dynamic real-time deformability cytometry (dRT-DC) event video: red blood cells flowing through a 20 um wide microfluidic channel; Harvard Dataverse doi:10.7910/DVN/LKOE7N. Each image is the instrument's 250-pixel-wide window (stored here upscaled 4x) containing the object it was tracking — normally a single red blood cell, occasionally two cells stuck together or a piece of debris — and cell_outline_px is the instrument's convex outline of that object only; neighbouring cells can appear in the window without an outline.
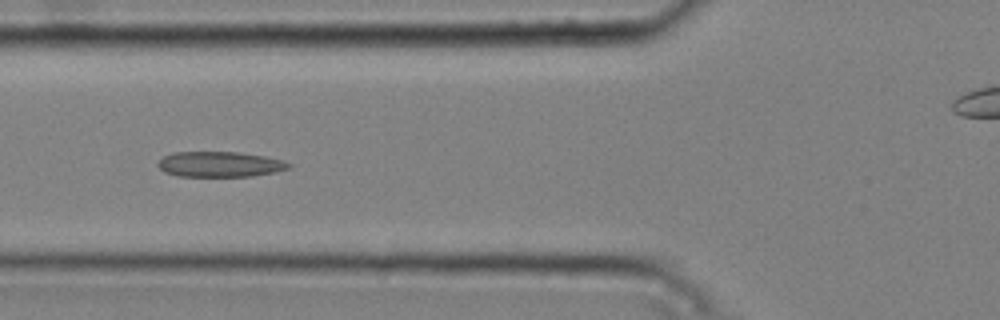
{"species": "common noctule bat (a hibernating species)", "species_latin": "Nyctalus noctula", "temperature_condition": "cold", "stored_images_in_passage": 7, "segment_of_instrument_passage": [1, 2], "camera_frame_rate_fps": 3000, "um_per_image_px": 0.085, "animal": {"sex": "male", "body_mass_g": 20.4}, "frame": {"image": 1, "passage_image": 5, "time_ms": 1.333, "image_size_px": [1000, 320], "cell_outline_px": [[292, 168], [276, 172], [252, 176], [176, 176], [164, 172], [156, 164], [164, 156], [172, 152], [240, 152], [264, 156], [284, 160], [292, 164]], "centroid_in_image_um": [18.72, 13.96], "position_along_channel_um": 107.1, "area_um2": 19.54}}
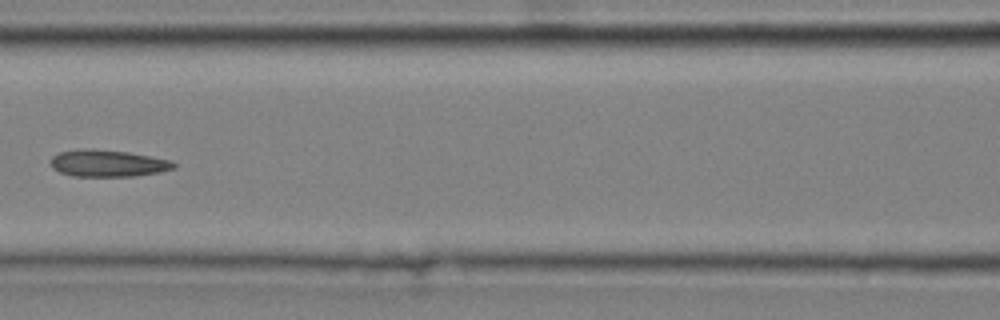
{"frame": {"image": 2, "passage_image": 6, "time_ms": 1.667, "image_size_px": [1000, 320], "cell_outline_px": [[176, 168], [160, 172], [136, 176], [72, 176], [60, 172], [52, 168], [52, 156], [60, 152], [84, 148], [92, 148], [128, 152], [172, 160], [176, 164]], "centroid_in_image_um": [9.2, 13.88], "position_along_channel_um": 157.4, "area_um2": 19.36}}